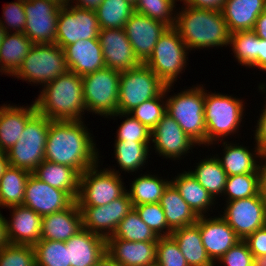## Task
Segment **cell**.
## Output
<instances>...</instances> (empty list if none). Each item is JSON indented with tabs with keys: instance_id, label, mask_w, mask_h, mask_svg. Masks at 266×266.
<instances>
[{
	"instance_id": "6125c7cd",
	"label": "cell",
	"mask_w": 266,
	"mask_h": 266,
	"mask_svg": "<svg viewBox=\"0 0 266 266\" xmlns=\"http://www.w3.org/2000/svg\"><path fill=\"white\" fill-rule=\"evenodd\" d=\"M95 266H120L117 262L113 261L107 254Z\"/></svg>"
},
{
	"instance_id": "c3c4849f",
	"label": "cell",
	"mask_w": 266,
	"mask_h": 266,
	"mask_svg": "<svg viewBox=\"0 0 266 266\" xmlns=\"http://www.w3.org/2000/svg\"><path fill=\"white\" fill-rule=\"evenodd\" d=\"M156 264L159 266H189L178 244L171 236L158 238Z\"/></svg>"
},
{
	"instance_id": "d6a6232c",
	"label": "cell",
	"mask_w": 266,
	"mask_h": 266,
	"mask_svg": "<svg viewBox=\"0 0 266 266\" xmlns=\"http://www.w3.org/2000/svg\"><path fill=\"white\" fill-rule=\"evenodd\" d=\"M34 44L20 32H7L0 45V72L13 76Z\"/></svg>"
},
{
	"instance_id": "7dc6e473",
	"label": "cell",
	"mask_w": 266,
	"mask_h": 266,
	"mask_svg": "<svg viewBox=\"0 0 266 266\" xmlns=\"http://www.w3.org/2000/svg\"><path fill=\"white\" fill-rule=\"evenodd\" d=\"M0 266H36L34 246L8 244L2 247Z\"/></svg>"
},
{
	"instance_id": "83f0119b",
	"label": "cell",
	"mask_w": 266,
	"mask_h": 266,
	"mask_svg": "<svg viewBox=\"0 0 266 266\" xmlns=\"http://www.w3.org/2000/svg\"><path fill=\"white\" fill-rule=\"evenodd\" d=\"M254 153L248 150L247 147L238 144H228L223 142V157L218 158L222 168L226 172L227 176L246 174V173H258L260 166L259 161L256 159L262 158L263 154L257 144H255ZM255 155V156H254ZM257 157V158H256ZM259 163V164H257Z\"/></svg>"
},
{
	"instance_id": "e0dca14e",
	"label": "cell",
	"mask_w": 266,
	"mask_h": 266,
	"mask_svg": "<svg viewBox=\"0 0 266 266\" xmlns=\"http://www.w3.org/2000/svg\"><path fill=\"white\" fill-rule=\"evenodd\" d=\"M168 28L162 21L134 12L123 29L136 58L144 64L151 56L158 39Z\"/></svg>"
},
{
	"instance_id": "60d3db41",
	"label": "cell",
	"mask_w": 266,
	"mask_h": 266,
	"mask_svg": "<svg viewBox=\"0 0 266 266\" xmlns=\"http://www.w3.org/2000/svg\"><path fill=\"white\" fill-rule=\"evenodd\" d=\"M36 266H71L63 241L40 240L34 245Z\"/></svg>"
},
{
	"instance_id": "74e56055",
	"label": "cell",
	"mask_w": 266,
	"mask_h": 266,
	"mask_svg": "<svg viewBox=\"0 0 266 266\" xmlns=\"http://www.w3.org/2000/svg\"><path fill=\"white\" fill-rule=\"evenodd\" d=\"M95 12L100 29H120L124 28L135 9L126 0H103Z\"/></svg>"
},
{
	"instance_id": "30bf717a",
	"label": "cell",
	"mask_w": 266,
	"mask_h": 266,
	"mask_svg": "<svg viewBox=\"0 0 266 266\" xmlns=\"http://www.w3.org/2000/svg\"><path fill=\"white\" fill-rule=\"evenodd\" d=\"M98 163L80 174L78 206H104L121 197L126 187L116 169H98Z\"/></svg>"
},
{
	"instance_id": "e575fe53",
	"label": "cell",
	"mask_w": 266,
	"mask_h": 266,
	"mask_svg": "<svg viewBox=\"0 0 266 266\" xmlns=\"http://www.w3.org/2000/svg\"><path fill=\"white\" fill-rule=\"evenodd\" d=\"M161 177L143 174L132 181L130 190L126 189L128 196L134 206L141 204L160 203L161 197L171 183L167 179H160Z\"/></svg>"
},
{
	"instance_id": "f6af8a7d",
	"label": "cell",
	"mask_w": 266,
	"mask_h": 266,
	"mask_svg": "<svg viewBox=\"0 0 266 266\" xmlns=\"http://www.w3.org/2000/svg\"><path fill=\"white\" fill-rule=\"evenodd\" d=\"M141 220L145 222L158 237L170 236L172 230L167 225V220L160 203L141 204L134 206Z\"/></svg>"
},
{
	"instance_id": "ab89813d",
	"label": "cell",
	"mask_w": 266,
	"mask_h": 266,
	"mask_svg": "<svg viewBox=\"0 0 266 266\" xmlns=\"http://www.w3.org/2000/svg\"><path fill=\"white\" fill-rule=\"evenodd\" d=\"M259 37L253 30L237 31L230 34L229 44L240 65L258 68Z\"/></svg>"
},
{
	"instance_id": "1f68e13d",
	"label": "cell",
	"mask_w": 266,
	"mask_h": 266,
	"mask_svg": "<svg viewBox=\"0 0 266 266\" xmlns=\"http://www.w3.org/2000/svg\"><path fill=\"white\" fill-rule=\"evenodd\" d=\"M170 181L198 216H204V214L206 216L208 209L215 205V199L199 184L189 170L180 173Z\"/></svg>"
},
{
	"instance_id": "3957f363",
	"label": "cell",
	"mask_w": 266,
	"mask_h": 266,
	"mask_svg": "<svg viewBox=\"0 0 266 266\" xmlns=\"http://www.w3.org/2000/svg\"><path fill=\"white\" fill-rule=\"evenodd\" d=\"M178 12L174 28L188 50L227 47L230 33L222 11L184 5Z\"/></svg>"
},
{
	"instance_id": "d590c367",
	"label": "cell",
	"mask_w": 266,
	"mask_h": 266,
	"mask_svg": "<svg viewBox=\"0 0 266 266\" xmlns=\"http://www.w3.org/2000/svg\"><path fill=\"white\" fill-rule=\"evenodd\" d=\"M197 166L194 171L189 172L197 179L199 184L205 188L209 194L216 199L218 195H222L227 174L222 168L217 156H211L196 163Z\"/></svg>"
},
{
	"instance_id": "f1b7e54d",
	"label": "cell",
	"mask_w": 266,
	"mask_h": 266,
	"mask_svg": "<svg viewBox=\"0 0 266 266\" xmlns=\"http://www.w3.org/2000/svg\"><path fill=\"white\" fill-rule=\"evenodd\" d=\"M170 236L178 244L189 266H215L202 243L199 217L195 224L175 229Z\"/></svg>"
},
{
	"instance_id": "ba28073f",
	"label": "cell",
	"mask_w": 266,
	"mask_h": 266,
	"mask_svg": "<svg viewBox=\"0 0 266 266\" xmlns=\"http://www.w3.org/2000/svg\"><path fill=\"white\" fill-rule=\"evenodd\" d=\"M188 48L174 27L158 39L149 59L144 63L165 84L174 85L185 70Z\"/></svg>"
},
{
	"instance_id": "11a10c76",
	"label": "cell",
	"mask_w": 266,
	"mask_h": 266,
	"mask_svg": "<svg viewBox=\"0 0 266 266\" xmlns=\"http://www.w3.org/2000/svg\"><path fill=\"white\" fill-rule=\"evenodd\" d=\"M260 160L261 162L258 169V195L266 204V155H263Z\"/></svg>"
},
{
	"instance_id": "7402d4cb",
	"label": "cell",
	"mask_w": 266,
	"mask_h": 266,
	"mask_svg": "<svg viewBox=\"0 0 266 266\" xmlns=\"http://www.w3.org/2000/svg\"><path fill=\"white\" fill-rule=\"evenodd\" d=\"M8 209L12 210L11 221L6 219L9 244L34 246L41 240L42 217L38 213L23 205Z\"/></svg>"
},
{
	"instance_id": "cb8c5ba5",
	"label": "cell",
	"mask_w": 266,
	"mask_h": 266,
	"mask_svg": "<svg viewBox=\"0 0 266 266\" xmlns=\"http://www.w3.org/2000/svg\"><path fill=\"white\" fill-rule=\"evenodd\" d=\"M82 229L81 210L75 201L65 210L42 217L41 240L66 242Z\"/></svg>"
},
{
	"instance_id": "db71d44e",
	"label": "cell",
	"mask_w": 266,
	"mask_h": 266,
	"mask_svg": "<svg viewBox=\"0 0 266 266\" xmlns=\"http://www.w3.org/2000/svg\"><path fill=\"white\" fill-rule=\"evenodd\" d=\"M226 0H183V4L195 8L221 11Z\"/></svg>"
},
{
	"instance_id": "f546056e",
	"label": "cell",
	"mask_w": 266,
	"mask_h": 266,
	"mask_svg": "<svg viewBox=\"0 0 266 266\" xmlns=\"http://www.w3.org/2000/svg\"><path fill=\"white\" fill-rule=\"evenodd\" d=\"M33 174L44 183L68 192L76 200L80 174L74 168L43 160Z\"/></svg>"
},
{
	"instance_id": "4dcf8cb0",
	"label": "cell",
	"mask_w": 266,
	"mask_h": 266,
	"mask_svg": "<svg viewBox=\"0 0 266 266\" xmlns=\"http://www.w3.org/2000/svg\"><path fill=\"white\" fill-rule=\"evenodd\" d=\"M160 205L163 208L167 225L172 231L195 224L198 220L199 216L185 202L172 183L165 189Z\"/></svg>"
},
{
	"instance_id": "7c38bea8",
	"label": "cell",
	"mask_w": 266,
	"mask_h": 266,
	"mask_svg": "<svg viewBox=\"0 0 266 266\" xmlns=\"http://www.w3.org/2000/svg\"><path fill=\"white\" fill-rule=\"evenodd\" d=\"M100 27L95 11L68 4L61 7L57 17L55 44L61 48L84 39L98 38Z\"/></svg>"
},
{
	"instance_id": "91938a15",
	"label": "cell",
	"mask_w": 266,
	"mask_h": 266,
	"mask_svg": "<svg viewBox=\"0 0 266 266\" xmlns=\"http://www.w3.org/2000/svg\"><path fill=\"white\" fill-rule=\"evenodd\" d=\"M9 244L7 238L6 219L0 211V249Z\"/></svg>"
},
{
	"instance_id": "ee69618b",
	"label": "cell",
	"mask_w": 266,
	"mask_h": 266,
	"mask_svg": "<svg viewBox=\"0 0 266 266\" xmlns=\"http://www.w3.org/2000/svg\"><path fill=\"white\" fill-rule=\"evenodd\" d=\"M174 0H137L134 9L136 13L162 21L169 27H174L176 14Z\"/></svg>"
},
{
	"instance_id": "5b68a950",
	"label": "cell",
	"mask_w": 266,
	"mask_h": 266,
	"mask_svg": "<svg viewBox=\"0 0 266 266\" xmlns=\"http://www.w3.org/2000/svg\"><path fill=\"white\" fill-rule=\"evenodd\" d=\"M205 92L203 85H197L166 100V113L199 146L206 145Z\"/></svg>"
},
{
	"instance_id": "7bdbcfd3",
	"label": "cell",
	"mask_w": 266,
	"mask_h": 266,
	"mask_svg": "<svg viewBox=\"0 0 266 266\" xmlns=\"http://www.w3.org/2000/svg\"><path fill=\"white\" fill-rule=\"evenodd\" d=\"M258 194V173L227 176L223 195L226 202L249 198Z\"/></svg>"
},
{
	"instance_id": "be15d7a7",
	"label": "cell",
	"mask_w": 266,
	"mask_h": 266,
	"mask_svg": "<svg viewBox=\"0 0 266 266\" xmlns=\"http://www.w3.org/2000/svg\"><path fill=\"white\" fill-rule=\"evenodd\" d=\"M253 266H266V255L253 256Z\"/></svg>"
},
{
	"instance_id": "484cf974",
	"label": "cell",
	"mask_w": 266,
	"mask_h": 266,
	"mask_svg": "<svg viewBox=\"0 0 266 266\" xmlns=\"http://www.w3.org/2000/svg\"><path fill=\"white\" fill-rule=\"evenodd\" d=\"M37 113L34 104L0 106V151L7 152L19 140L26 123Z\"/></svg>"
},
{
	"instance_id": "8fae6325",
	"label": "cell",
	"mask_w": 266,
	"mask_h": 266,
	"mask_svg": "<svg viewBox=\"0 0 266 266\" xmlns=\"http://www.w3.org/2000/svg\"><path fill=\"white\" fill-rule=\"evenodd\" d=\"M166 85L145 64L120 71L118 112L129 113L144 101L159 96Z\"/></svg>"
},
{
	"instance_id": "6f0895ef",
	"label": "cell",
	"mask_w": 266,
	"mask_h": 266,
	"mask_svg": "<svg viewBox=\"0 0 266 266\" xmlns=\"http://www.w3.org/2000/svg\"><path fill=\"white\" fill-rule=\"evenodd\" d=\"M253 31L258 37L266 40V10L257 18Z\"/></svg>"
},
{
	"instance_id": "bcb514c9",
	"label": "cell",
	"mask_w": 266,
	"mask_h": 266,
	"mask_svg": "<svg viewBox=\"0 0 266 266\" xmlns=\"http://www.w3.org/2000/svg\"><path fill=\"white\" fill-rule=\"evenodd\" d=\"M126 117L121 125L118 127L117 136L115 141H136V142H150L151 141V130H149L145 125L140 123L136 118H134L129 113H120L109 116V117Z\"/></svg>"
},
{
	"instance_id": "b9f144b4",
	"label": "cell",
	"mask_w": 266,
	"mask_h": 266,
	"mask_svg": "<svg viewBox=\"0 0 266 266\" xmlns=\"http://www.w3.org/2000/svg\"><path fill=\"white\" fill-rule=\"evenodd\" d=\"M173 85H166L165 90L157 97L144 101L129 112L140 123L152 130L166 113V99ZM166 97V98H164ZM162 103V104H161Z\"/></svg>"
},
{
	"instance_id": "7a4b0ae2",
	"label": "cell",
	"mask_w": 266,
	"mask_h": 266,
	"mask_svg": "<svg viewBox=\"0 0 266 266\" xmlns=\"http://www.w3.org/2000/svg\"><path fill=\"white\" fill-rule=\"evenodd\" d=\"M35 99L36 111L50 120H83L86 111L82 76L67 71L42 88Z\"/></svg>"
},
{
	"instance_id": "e7e4bbea",
	"label": "cell",
	"mask_w": 266,
	"mask_h": 266,
	"mask_svg": "<svg viewBox=\"0 0 266 266\" xmlns=\"http://www.w3.org/2000/svg\"><path fill=\"white\" fill-rule=\"evenodd\" d=\"M6 34H7L6 28L2 24H0V45Z\"/></svg>"
},
{
	"instance_id": "8d00e7d4",
	"label": "cell",
	"mask_w": 266,
	"mask_h": 266,
	"mask_svg": "<svg viewBox=\"0 0 266 266\" xmlns=\"http://www.w3.org/2000/svg\"><path fill=\"white\" fill-rule=\"evenodd\" d=\"M149 145L150 142L115 141L114 155L120 169L129 173L143 167L150 155Z\"/></svg>"
},
{
	"instance_id": "003e7915",
	"label": "cell",
	"mask_w": 266,
	"mask_h": 266,
	"mask_svg": "<svg viewBox=\"0 0 266 266\" xmlns=\"http://www.w3.org/2000/svg\"><path fill=\"white\" fill-rule=\"evenodd\" d=\"M126 1L129 2V3H131V4H133V5H135V3H136L137 0H126Z\"/></svg>"
},
{
	"instance_id": "4fadbf2b",
	"label": "cell",
	"mask_w": 266,
	"mask_h": 266,
	"mask_svg": "<svg viewBox=\"0 0 266 266\" xmlns=\"http://www.w3.org/2000/svg\"><path fill=\"white\" fill-rule=\"evenodd\" d=\"M60 9L58 4L49 0H25L26 25L23 34L33 44L55 43Z\"/></svg>"
},
{
	"instance_id": "6da1fadb",
	"label": "cell",
	"mask_w": 266,
	"mask_h": 266,
	"mask_svg": "<svg viewBox=\"0 0 266 266\" xmlns=\"http://www.w3.org/2000/svg\"><path fill=\"white\" fill-rule=\"evenodd\" d=\"M84 121L52 120L45 146V160L67 165L79 174L99 163L98 149Z\"/></svg>"
},
{
	"instance_id": "2e32d148",
	"label": "cell",
	"mask_w": 266,
	"mask_h": 266,
	"mask_svg": "<svg viewBox=\"0 0 266 266\" xmlns=\"http://www.w3.org/2000/svg\"><path fill=\"white\" fill-rule=\"evenodd\" d=\"M75 201L68 192L44 183L31 173L26 183L22 205L43 217L65 210Z\"/></svg>"
},
{
	"instance_id": "f35d334b",
	"label": "cell",
	"mask_w": 266,
	"mask_h": 266,
	"mask_svg": "<svg viewBox=\"0 0 266 266\" xmlns=\"http://www.w3.org/2000/svg\"><path fill=\"white\" fill-rule=\"evenodd\" d=\"M158 236L141 220L133 208L119 223L115 233L107 239H122L132 242H158Z\"/></svg>"
},
{
	"instance_id": "94428289",
	"label": "cell",
	"mask_w": 266,
	"mask_h": 266,
	"mask_svg": "<svg viewBox=\"0 0 266 266\" xmlns=\"http://www.w3.org/2000/svg\"><path fill=\"white\" fill-rule=\"evenodd\" d=\"M9 160L6 152L0 151V178L9 167Z\"/></svg>"
},
{
	"instance_id": "4316f807",
	"label": "cell",
	"mask_w": 266,
	"mask_h": 266,
	"mask_svg": "<svg viewBox=\"0 0 266 266\" xmlns=\"http://www.w3.org/2000/svg\"><path fill=\"white\" fill-rule=\"evenodd\" d=\"M266 10V0H226L222 14L229 33L253 30L259 15Z\"/></svg>"
},
{
	"instance_id": "d6986e66",
	"label": "cell",
	"mask_w": 266,
	"mask_h": 266,
	"mask_svg": "<svg viewBox=\"0 0 266 266\" xmlns=\"http://www.w3.org/2000/svg\"><path fill=\"white\" fill-rule=\"evenodd\" d=\"M98 40L106 68L125 71L134 69L141 64L136 58L123 28L100 29Z\"/></svg>"
},
{
	"instance_id": "d4e9b609",
	"label": "cell",
	"mask_w": 266,
	"mask_h": 266,
	"mask_svg": "<svg viewBox=\"0 0 266 266\" xmlns=\"http://www.w3.org/2000/svg\"><path fill=\"white\" fill-rule=\"evenodd\" d=\"M65 245L71 266H95L106 255V239L84 228Z\"/></svg>"
},
{
	"instance_id": "9a60e30c",
	"label": "cell",
	"mask_w": 266,
	"mask_h": 266,
	"mask_svg": "<svg viewBox=\"0 0 266 266\" xmlns=\"http://www.w3.org/2000/svg\"><path fill=\"white\" fill-rule=\"evenodd\" d=\"M223 213L220 216L241 240H245L257 229L266 225V204L258 194L249 198L226 202Z\"/></svg>"
},
{
	"instance_id": "44dd1931",
	"label": "cell",
	"mask_w": 266,
	"mask_h": 266,
	"mask_svg": "<svg viewBox=\"0 0 266 266\" xmlns=\"http://www.w3.org/2000/svg\"><path fill=\"white\" fill-rule=\"evenodd\" d=\"M157 242H132L106 239V254L120 266L156 264Z\"/></svg>"
},
{
	"instance_id": "680465c9",
	"label": "cell",
	"mask_w": 266,
	"mask_h": 266,
	"mask_svg": "<svg viewBox=\"0 0 266 266\" xmlns=\"http://www.w3.org/2000/svg\"><path fill=\"white\" fill-rule=\"evenodd\" d=\"M258 68L266 71V40L260 37L258 43Z\"/></svg>"
},
{
	"instance_id": "603a6c76",
	"label": "cell",
	"mask_w": 266,
	"mask_h": 266,
	"mask_svg": "<svg viewBox=\"0 0 266 266\" xmlns=\"http://www.w3.org/2000/svg\"><path fill=\"white\" fill-rule=\"evenodd\" d=\"M63 50L68 70L79 76L106 67L98 38L78 40L66 46Z\"/></svg>"
},
{
	"instance_id": "836d02e7",
	"label": "cell",
	"mask_w": 266,
	"mask_h": 266,
	"mask_svg": "<svg viewBox=\"0 0 266 266\" xmlns=\"http://www.w3.org/2000/svg\"><path fill=\"white\" fill-rule=\"evenodd\" d=\"M31 173L10 166L0 178V207L9 208L23 204L25 187Z\"/></svg>"
},
{
	"instance_id": "ffe728a7",
	"label": "cell",
	"mask_w": 266,
	"mask_h": 266,
	"mask_svg": "<svg viewBox=\"0 0 266 266\" xmlns=\"http://www.w3.org/2000/svg\"><path fill=\"white\" fill-rule=\"evenodd\" d=\"M207 217L199 216V231L206 253L216 266L217 260L241 239L221 216Z\"/></svg>"
},
{
	"instance_id": "52a82bcc",
	"label": "cell",
	"mask_w": 266,
	"mask_h": 266,
	"mask_svg": "<svg viewBox=\"0 0 266 266\" xmlns=\"http://www.w3.org/2000/svg\"><path fill=\"white\" fill-rule=\"evenodd\" d=\"M52 120L36 113L25 125L19 140L6 153L9 164L33 173L45 160V146Z\"/></svg>"
},
{
	"instance_id": "f907efd6",
	"label": "cell",
	"mask_w": 266,
	"mask_h": 266,
	"mask_svg": "<svg viewBox=\"0 0 266 266\" xmlns=\"http://www.w3.org/2000/svg\"><path fill=\"white\" fill-rule=\"evenodd\" d=\"M217 262L224 264V266H253V254L249 250L247 243L244 240H240Z\"/></svg>"
},
{
	"instance_id": "5bb4252c",
	"label": "cell",
	"mask_w": 266,
	"mask_h": 266,
	"mask_svg": "<svg viewBox=\"0 0 266 266\" xmlns=\"http://www.w3.org/2000/svg\"><path fill=\"white\" fill-rule=\"evenodd\" d=\"M78 207L83 228L105 239L115 233L120 221L134 208L127 192L104 206Z\"/></svg>"
},
{
	"instance_id": "816d5d0a",
	"label": "cell",
	"mask_w": 266,
	"mask_h": 266,
	"mask_svg": "<svg viewBox=\"0 0 266 266\" xmlns=\"http://www.w3.org/2000/svg\"><path fill=\"white\" fill-rule=\"evenodd\" d=\"M253 256L266 255V225L257 229L244 240Z\"/></svg>"
},
{
	"instance_id": "681fc988",
	"label": "cell",
	"mask_w": 266,
	"mask_h": 266,
	"mask_svg": "<svg viewBox=\"0 0 266 266\" xmlns=\"http://www.w3.org/2000/svg\"><path fill=\"white\" fill-rule=\"evenodd\" d=\"M25 0H17L16 2L9 3L3 7V20H0L6 31L10 32L13 28V32L23 33L26 25V14L24 12ZM4 22V23H3ZM7 24V26H6ZM10 29H9V27ZM8 29V30H7Z\"/></svg>"
},
{
	"instance_id": "9f6ffc18",
	"label": "cell",
	"mask_w": 266,
	"mask_h": 266,
	"mask_svg": "<svg viewBox=\"0 0 266 266\" xmlns=\"http://www.w3.org/2000/svg\"><path fill=\"white\" fill-rule=\"evenodd\" d=\"M73 1H76V2H73ZM102 1L103 0H69V4L75 3V5L73 4L72 6L80 8V9L96 11L99 5L102 3Z\"/></svg>"
},
{
	"instance_id": "277c9868",
	"label": "cell",
	"mask_w": 266,
	"mask_h": 266,
	"mask_svg": "<svg viewBox=\"0 0 266 266\" xmlns=\"http://www.w3.org/2000/svg\"><path fill=\"white\" fill-rule=\"evenodd\" d=\"M204 108L207 146L238 132L244 117L242 100L232 95L206 92Z\"/></svg>"
},
{
	"instance_id": "9c48e42d",
	"label": "cell",
	"mask_w": 266,
	"mask_h": 266,
	"mask_svg": "<svg viewBox=\"0 0 266 266\" xmlns=\"http://www.w3.org/2000/svg\"><path fill=\"white\" fill-rule=\"evenodd\" d=\"M120 71L104 68L82 76L85 108L100 116L118 112Z\"/></svg>"
},
{
	"instance_id": "f5cc1de1",
	"label": "cell",
	"mask_w": 266,
	"mask_h": 266,
	"mask_svg": "<svg viewBox=\"0 0 266 266\" xmlns=\"http://www.w3.org/2000/svg\"><path fill=\"white\" fill-rule=\"evenodd\" d=\"M257 120L254 139L263 155H266V102Z\"/></svg>"
},
{
	"instance_id": "ac0fdd59",
	"label": "cell",
	"mask_w": 266,
	"mask_h": 266,
	"mask_svg": "<svg viewBox=\"0 0 266 266\" xmlns=\"http://www.w3.org/2000/svg\"><path fill=\"white\" fill-rule=\"evenodd\" d=\"M151 142L154 143L155 153L166 159L178 160L196 146L193 141L167 113L151 130ZM192 147V148H191Z\"/></svg>"
},
{
	"instance_id": "03108f58",
	"label": "cell",
	"mask_w": 266,
	"mask_h": 266,
	"mask_svg": "<svg viewBox=\"0 0 266 266\" xmlns=\"http://www.w3.org/2000/svg\"><path fill=\"white\" fill-rule=\"evenodd\" d=\"M49 1L58 4L60 7H63L69 4V0H49Z\"/></svg>"
},
{
	"instance_id": "8992f818",
	"label": "cell",
	"mask_w": 266,
	"mask_h": 266,
	"mask_svg": "<svg viewBox=\"0 0 266 266\" xmlns=\"http://www.w3.org/2000/svg\"><path fill=\"white\" fill-rule=\"evenodd\" d=\"M67 71L63 48L55 43L34 44L13 76L45 86Z\"/></svg>"
}]
</instances>
